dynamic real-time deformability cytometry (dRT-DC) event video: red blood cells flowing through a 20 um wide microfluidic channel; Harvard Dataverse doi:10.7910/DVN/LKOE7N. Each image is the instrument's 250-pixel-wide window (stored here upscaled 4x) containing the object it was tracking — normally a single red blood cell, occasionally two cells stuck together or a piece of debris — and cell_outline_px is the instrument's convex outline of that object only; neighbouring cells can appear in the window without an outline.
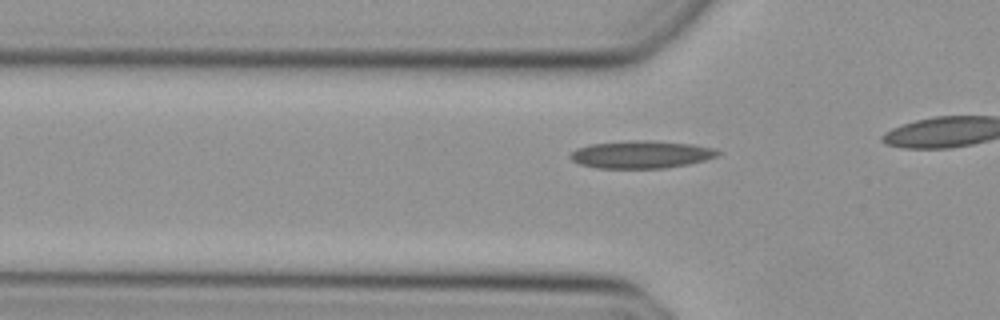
{"species": "Egyptian fruit bat (a non-hibernating species)", "species_latin": "Rousettus aegyptiacus", "temperature_condition": "cold", "stored_images_in_passage": 13, "camera_frame_rate_fps": 3000, "um_per_image_px": 0.085, "animal": {"sex": "female"}, "frame": {"image": 1, "passage_image": 8, "time_ms": 2.333, "image_size_px": [1000, 320], "cell_outline_px": [[720, 152], [716, 156], [704, 160], [688, 164], [664, 168], [596, 168], [580, 164], [572, 160], [568, 156], [576, 148], [588, 144], [632, 140], [648, 140], [692, 144], [716, 148]], "centroid_in_image_um": [54.47, 13.12], "position_along_channel_um": 71.3, "area_um2": 23.76}}